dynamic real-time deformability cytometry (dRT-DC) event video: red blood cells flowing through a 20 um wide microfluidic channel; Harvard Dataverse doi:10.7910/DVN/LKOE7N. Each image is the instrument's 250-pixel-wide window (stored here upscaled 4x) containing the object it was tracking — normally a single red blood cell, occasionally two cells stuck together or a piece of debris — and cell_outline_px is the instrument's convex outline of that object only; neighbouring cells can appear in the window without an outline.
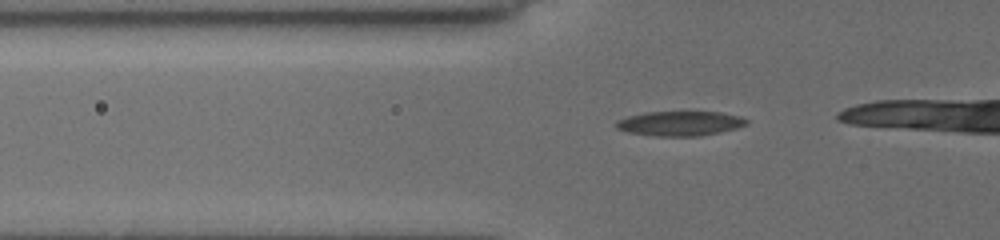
{"species": "common noctule bat (a hibernating species)", "species_latin": "Nyctalus noctula", "temperature_condition": "cold", "stored_images_in_passage": 10, "camera_frame_rate_fps": 3000, "um_per_image_px": 0.085, "animal": {"sex": "female", "body_mass_g": 19.5, "forearm_length_mm": 54.1}, "frame": {"image": 1, "passage_image": 4, "time_ms": 1.0, "image_size_px": [1000, 240], "cell_outline_px": [[748, 124], [736, 128], [720, 132], [700, 136], [656, 136], [628, 132], [616, 128], [616, 120], [628, 116], [644, 112], [720, 112], [740, 116], [748, 120]], "centroid_in_image_um": [57.8, 10.49], "position_along_channel_um": 68.0, "area_um2": 18.73}}
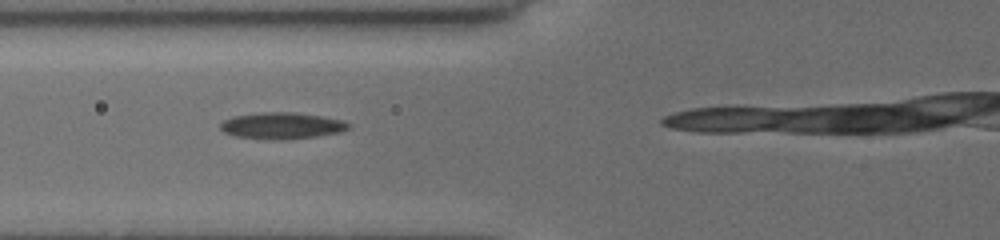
{"frame": {"image": 2, "passage_image": 7, "time_ms": 2.0, "image_size_px": [1000, 240], "cell_outline_px": [[352, 124], [348, 128], [340, 132], [316, 136], [288, 140], [276, 140], [236, 136], [224, 132], [220, 128], [220, 124], [224, 120], [232, 116], [260, 112], [296, 112], [324, 116], [344, 120]], "centroid_in_image_um": [23.98, 10.67], "position_along_channel_um": 101.8, "area_um2": 20.0}}